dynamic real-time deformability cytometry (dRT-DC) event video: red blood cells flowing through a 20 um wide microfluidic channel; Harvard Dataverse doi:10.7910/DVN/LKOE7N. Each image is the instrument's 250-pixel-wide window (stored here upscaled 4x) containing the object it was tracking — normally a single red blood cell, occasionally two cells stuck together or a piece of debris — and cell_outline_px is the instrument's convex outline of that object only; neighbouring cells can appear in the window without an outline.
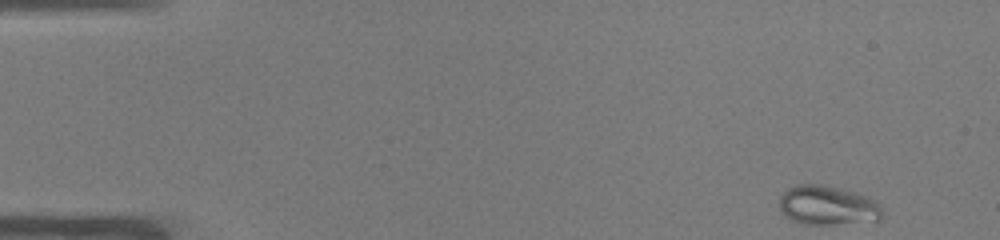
{"species": "common noctule bat (a hibernating species)", "species_latin": "Nyctalus noctula", "temperature_condition": "warm", "stored_images_in_passage": 49, "camera_frame_rate_fps": 3000, "um_per_image_px": 0.085, "animal": {"sex": "male", "body_mass_g": 19.0, "forearm_length_mm": 50.8}, "frame": {"image": 1, "passage_image": 1, "time_ms": 0.0, "image_size_px": [1000, 240], "cell_outline_px": [[880, 220], [832, 224], [804, 224], [792, 220], [784, 216], [780, 208], [780, 196], [788, 188], [796, 184], [820, 184], [868, 196], [880, 204]], "centroid_in_image_um": [70.3, 17.46], "position_along_channel_um": 14.7, "area_um2": 23.29}}
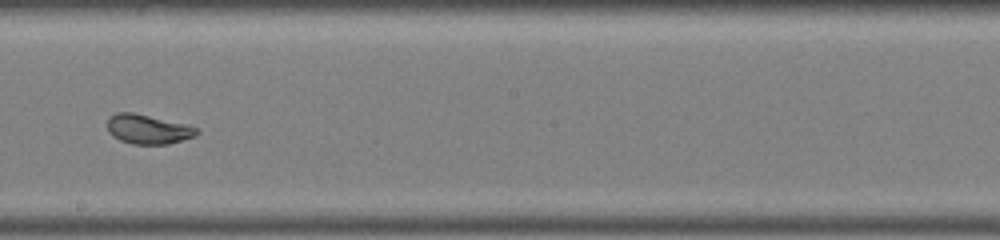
{"frame": {"image": 2, "passage_image": 27, "time_ms": 8.667, "image_size_px": [1000, 240], "cell_outline_px": [[200, 132], [196, 136], [168, 144], [132, 144], [120, 140], [112, 136], [108, 132], [108, 116], [116, 112], [132, 112], [188, 124], [196, 128]], "centroid_in_image_um": [12.57, 10.98], "position_along_channel_um": 235.6, "area_um2": 15.49}}
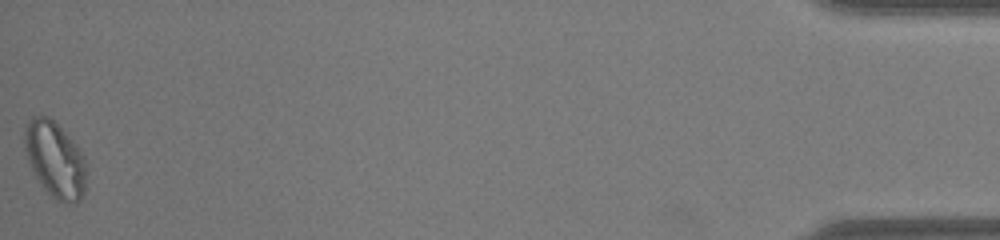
{"frame": {"image": 3, "passage_image": 49, "time_ms": 16.0, "image_size_px": [1000, 240], "cell_outline_px": [[84, 192], [80, 200], [76, 204], [68, 204], [56, 200], [40, 184], [28, 164], [24, 152], [24, 124], [32, 116], [48, 116], [64, 132], [84, 156]], "centroid_in_image_um": [4.62, 13.57], "position_along_channel_um": 430.6, "area_um2": 27.17}, "authors_computed_cell_mechanics": {"area_um2": 19.1896, "velocity_mm_per_s": 3.9097, "shape_relaxation_time_tau1_ms": 4.2628, "shape_relaxation_time_tau2_ms": null, "deformation_change_tau1": 0.1267, "deformation_change_tau2": null}}